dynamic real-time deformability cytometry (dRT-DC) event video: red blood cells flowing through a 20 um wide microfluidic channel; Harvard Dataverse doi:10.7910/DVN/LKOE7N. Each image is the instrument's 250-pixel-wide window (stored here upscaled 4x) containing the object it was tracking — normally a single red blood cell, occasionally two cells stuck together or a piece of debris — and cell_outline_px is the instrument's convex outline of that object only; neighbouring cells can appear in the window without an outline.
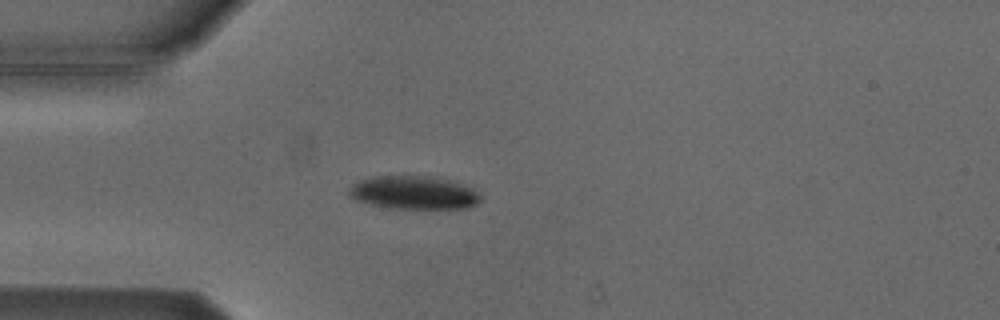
{"species": "Egyptian fruit bat (a non-hibernating species)", "species_latin": "Rousettus aegyptiacus", "temperature_condition": "cold", "stored_images_in_passage": 4, "camera_frame_rate_fps": 3000, "um_per_image_px": 0.085, "animal": {"sex": "male"}, "frame": {"image": 1, "passage_image": 3, "time_ms": 2.333, "image_size_px": [1000, 320], "cell_outline_px": [[480, 200], [476, 204], [468, 208], [392, 208], [372, 204], [356, 200], [348, 196], [348, 188], [352, 184], [360, 180], [372, 176], [432, 176], [448, 180], [472, 188], [480, 192]], "centroid_in_image_um": [35.15, 16.37], "position_along_channel_um": 49.9, "area_um2": 25.43}}